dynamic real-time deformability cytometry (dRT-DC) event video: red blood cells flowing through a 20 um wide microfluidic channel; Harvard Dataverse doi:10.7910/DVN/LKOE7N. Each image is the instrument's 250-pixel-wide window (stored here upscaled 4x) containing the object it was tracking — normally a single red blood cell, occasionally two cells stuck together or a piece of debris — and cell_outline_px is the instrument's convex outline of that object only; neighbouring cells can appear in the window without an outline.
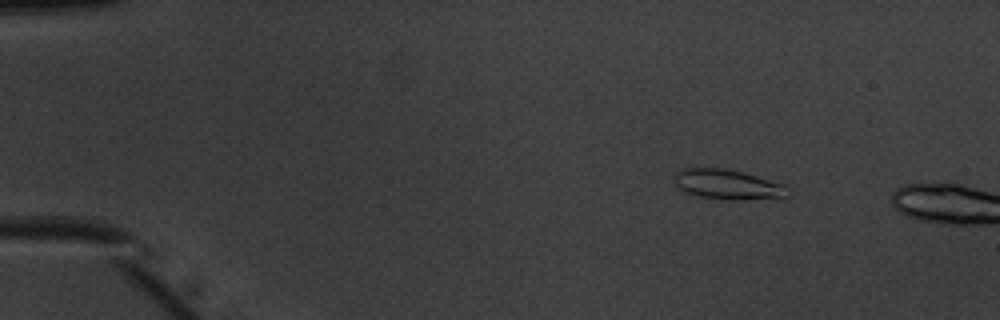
{"species": "common noctule bat (a hibernating species)", "species_latin": "Nyctalus noctula", "temperature_condition": "warm", "stored_images_in_passage": 11, "camera_frame_rate_fps": 3000, "um_per_image_px": 0.085, "animal": {"sex": "male", "body_mass_g": 20.1, "forearm_length_mm": 53.5}, "frame": {"image": 1, "passage_image": 8, "time_ms": 2.333, "image_size_px": [1000, 320], "cell_outline_px": [[792, 188], [788, 196], [728, 200], [700, 196], [688, 192], [680, 188], [676, 184], [676, 172], [684, 168], [724, 168], [788, 184]], "centroid_in_image_um": [61.94, 15.67], "position_along_channel_um": 23.1, "area_um2": 19.48}}